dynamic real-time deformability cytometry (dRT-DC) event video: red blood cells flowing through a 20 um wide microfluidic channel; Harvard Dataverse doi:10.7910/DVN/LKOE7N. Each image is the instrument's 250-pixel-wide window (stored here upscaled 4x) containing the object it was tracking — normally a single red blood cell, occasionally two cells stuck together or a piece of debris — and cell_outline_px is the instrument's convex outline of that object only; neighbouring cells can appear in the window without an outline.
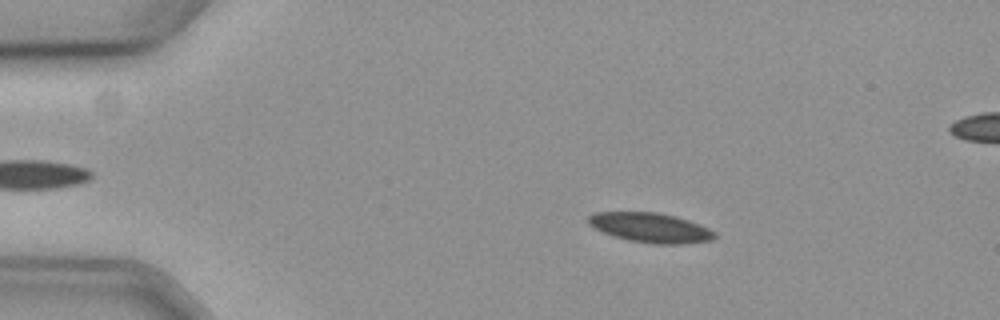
{"species": "common noctule bat (a hibernating species)", "species_latin": "Nyctalus noctula", "temperature_condition": "cold", "stored_images_in_passage": 50, "camera_frame_rate_fps": 3000, "um_per_image_px": 0.085, "animal": {"sex": "female", "body_mass_g": 19.3, "forearm_length_mm": 54.1}, "frame": {"image": 1, "passage_image": 11, "time_ms": 3.333, "image_size_px": [1000, 320], "cell_outline_px": [[716, 236], [712, 240], [680, 244], [652, 244], [628, 240], [612, 236], [588, 224], [588, 216], [596, 212], [656, 212], [676, 216], [700, 224], [716, 232]], "centroid_in_image_um": [55.3, 19.35], "position_along_channel_um": 29.7, "area_um2": 21.85}}
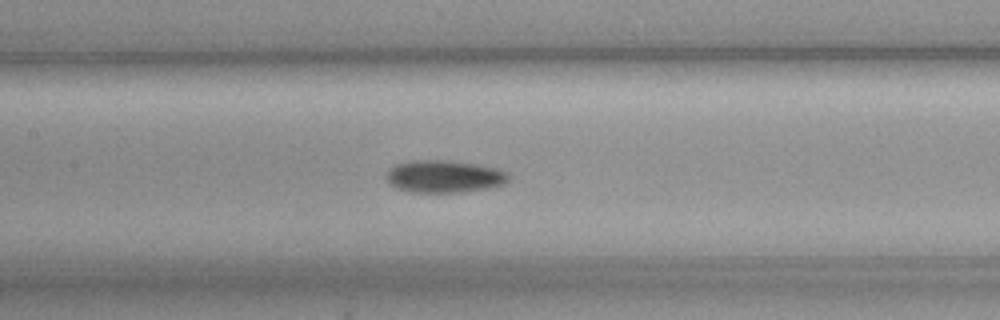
{"frame": {"image": 2, "passage_image": 28, "time_ms": 9.0, "image_size_px": [1000, 320], "cell_outline_px": [[508, 180], [504, 184], [488, 188], [460, 192], [408, 192], [396, 188], [384, 176], [388, 168], [396, 164], [412, 160], [444, 160], [472, 164], [496, 168], [508, 172]], "centroid_in_image_um": [37.71, 15.0], "position_along_channel_um": 169.7, "area_um2": 23.0}}
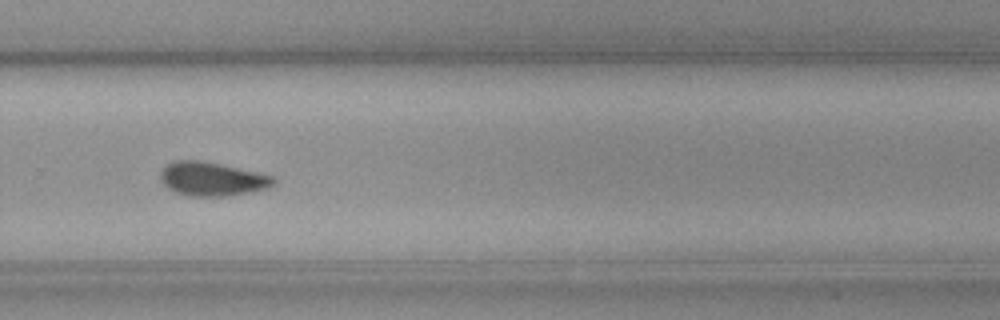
{"frame": {"image": 3, "passage_image": 40, "time_ms": 13.0, "image_size_px": [1000, 320], "cell_outline_px": [[276, 184], [268, 188], [228, 196], [188, 196], [176, 192], [168, 188], [160, 180], [160, 172], [168, 164], [176, 160], [200, 160], [220, 164], [256, 172], [272, 176], [276, 180]], "centroid_in_image_um": [18.02, 15.22], "position_along_channel_um": 311.8, "area_um2": 22.14}, "authors_computed_cell_mechanics": {"area_um2": 22.0507, "velocity_mm_per_s": 3.5708, "shape_relaxation_time_tau1_ms": 9.6689, "shape_relaxation_time_tau2_ms": null, "deformation_change_tau1": 0.1578, "deformation_change_tau2": null}}